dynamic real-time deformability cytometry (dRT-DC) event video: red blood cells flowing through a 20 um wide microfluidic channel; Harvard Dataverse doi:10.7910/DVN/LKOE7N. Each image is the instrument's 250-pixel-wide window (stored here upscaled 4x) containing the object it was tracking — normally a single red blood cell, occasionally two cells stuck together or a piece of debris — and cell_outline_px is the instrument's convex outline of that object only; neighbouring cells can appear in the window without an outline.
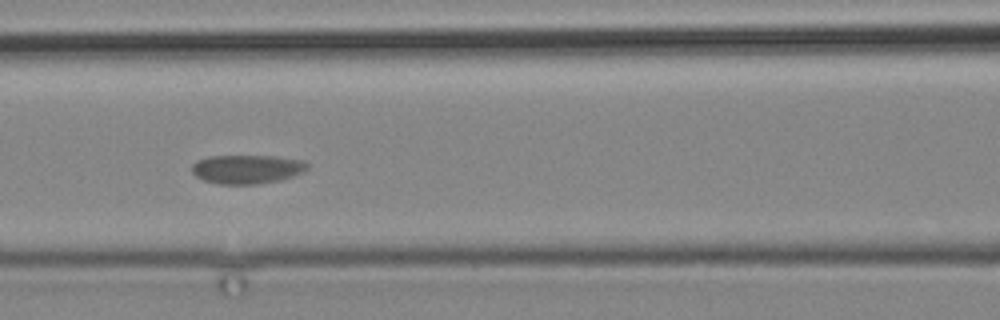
{"species": "common noctule bat (a hibernating species)", "species_latin": "Nyctalus noctula", "temperature_condition": "cold", "stored_images_in_passage": 4, "camera_frame_rate_fps": 3000, "um_per_image_px": 0.085, "animal": {"sex": "male", "body_mass_g": 19.2, "forearm_length_mm": 51.8}, "frame": {"image": 1, "passage_image": 3, "time_ms": 2.333, "image_size_px": [1000, 320], "cell_outline_px": [[308, 168], [304, 172], [280, 180], [260, 184], [220, 184], [204, 180], [196, 176], [192, 172], [192, 164], [196, 160], [208, 156], [276, 156], [304, 160], [308, 164]], "centroid_in_image_um": [21.0, 14.37], "position_along_channel_um": 145.6, "area_um2": 19.59}}
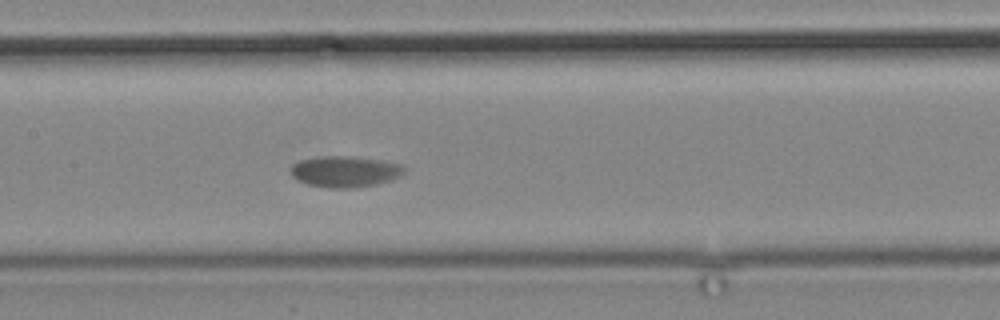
{"frame": {"image": 2, "passage_image": 4, "time_ms": 3.333, "image_size_px": [1000, 320], "cell_outline_px": [[404, 172], [400, 176], [392, 180], [376, 184], [352, 188], [328, 188], [308, 184], [292, 176], [292, 164], [300, 160], [324, 156], [348, 156], [380, 160], [400, 164], [404, 168]], "centroid_in_image_um": [29.34, 14.59], "position_along_channel_um": 178.1, "area_um2": 20.35}}